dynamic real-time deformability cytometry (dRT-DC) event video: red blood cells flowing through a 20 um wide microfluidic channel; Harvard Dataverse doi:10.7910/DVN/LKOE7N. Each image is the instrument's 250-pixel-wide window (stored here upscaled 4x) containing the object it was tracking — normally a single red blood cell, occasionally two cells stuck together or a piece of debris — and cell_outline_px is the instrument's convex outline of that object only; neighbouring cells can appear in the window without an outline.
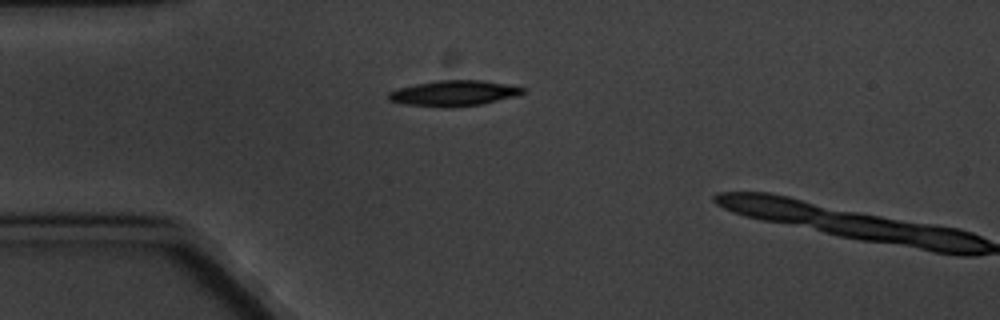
{"species": "common noctule bat (a hibernating species)", "species_latin": "Nyctalus noctula", "temperature_condition": "cold", "stored_images_in_passage": 6, "camera_frame_rate_fps": 3000, "um_per_image_px": 0.085, "animal": {"sex": "male", "body_mass_g": 20.1, "forearm_length_mm": 53.5}, "frame": {"image": 1, "passage_image": 6, "time_ms": 6.0, "image_size_px": [1000, 320], "cell_outline_px": [[528, 88], [524, 92], [516, 96], [480, 104], [452, 108], [404, 104], [388, 100], [388, 92], [400, 88], [416, 84], [436, 80], [484, 80]], "centroid_in_image_um": [38.59, 7.92], "position_along_channel_um": 46.4, "area_um2": 20.0}}